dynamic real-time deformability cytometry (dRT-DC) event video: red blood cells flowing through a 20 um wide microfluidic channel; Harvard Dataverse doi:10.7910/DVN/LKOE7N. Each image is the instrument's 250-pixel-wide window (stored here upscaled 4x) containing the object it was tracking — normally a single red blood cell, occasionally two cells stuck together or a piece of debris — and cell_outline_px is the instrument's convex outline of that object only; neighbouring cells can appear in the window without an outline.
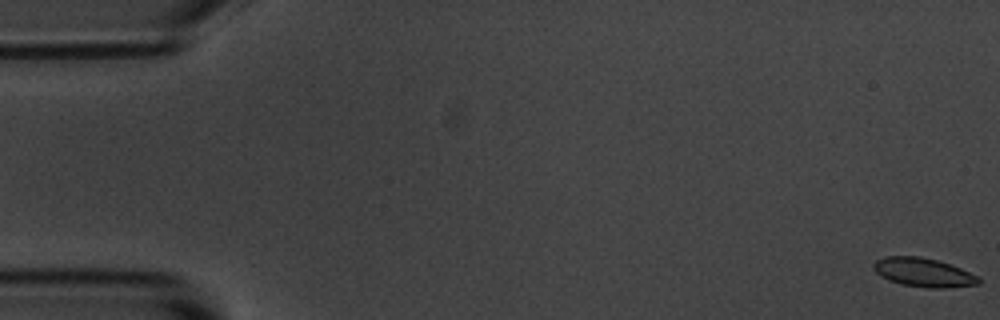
{"species": "common noctule bat (a hibernating species)", "species_latin": "Nyctalus noctula", "temperature_condition": "room temperature", "stored_images_in_passage": 56, "camera_frame_rate_fps": 3000, "um_per_image_px": 0.085, "animal": {"sex": "male", "body_mass_g": 20.1, "forearm_length_mm": 53.5}, "frame": {"image": 1, "passage_image": 1, "time_ms": 0.0, "image_size_px": [1000, 320], "cell_outline_px": [[980, 284], [944, 288], [928, 288], [904, 284], [888, 280], [880, 276], [872, 268], [872, 264], [876, 260], [884, 256], [920, 256], [936, 260], [960, 268], [976, 276], [980, 280]], "centroid_in_image_um": [78.44, 23.15], "position_along_channel_um": 6.6, "area_um2": 17.51}}
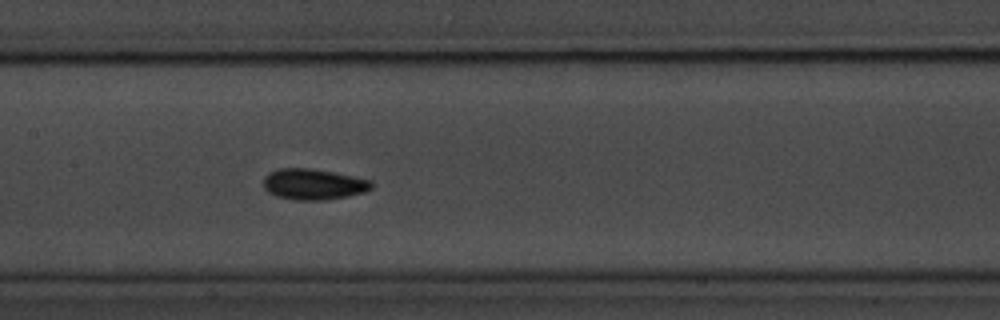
{"frame": {"image": 2, "passage_image": 27, "time_ms": 8.667, "image_size_px": [1000, 320], "cell_outline_px": [[372, 188], [364, 192], [348, 196], [324, 200], [292, 200], [276, 196], [268, 192], [264, 188], [264, 176], [268, 172], [280, 168], [308, 168], [332, 172], [372, 180]], "centroid_in_image_um": [26.61, 15.66], "position_along_channel_um": 180.8, "area_um2": 19.48}}
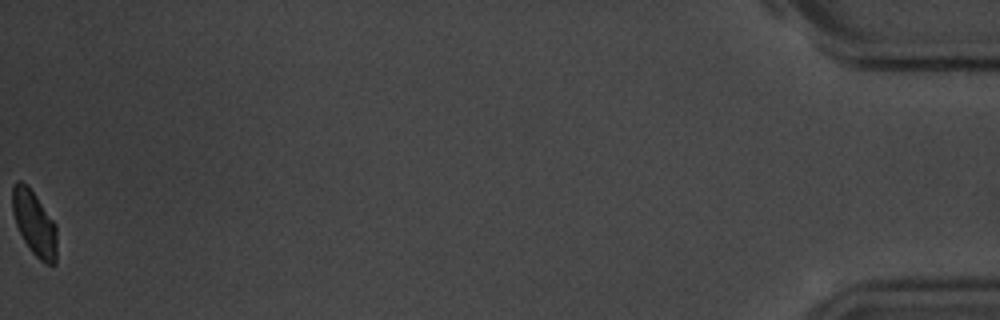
{"frame": {"image": 3, "passage_image": 56, "time_ms": 18.333, "image_size_px": [1000, 320], "cell_outline_px": [[56, 264], [48, 264], [40, 260], [28, 248], [16, 224], [12, 212], [12, 188], [16, 180], [20, 180], [28, 184], [56, 224]], "centroid_in_image_um": [2.91, 18.94], "position_along_channel_um": 432.3, "area_um2": 16.88}}